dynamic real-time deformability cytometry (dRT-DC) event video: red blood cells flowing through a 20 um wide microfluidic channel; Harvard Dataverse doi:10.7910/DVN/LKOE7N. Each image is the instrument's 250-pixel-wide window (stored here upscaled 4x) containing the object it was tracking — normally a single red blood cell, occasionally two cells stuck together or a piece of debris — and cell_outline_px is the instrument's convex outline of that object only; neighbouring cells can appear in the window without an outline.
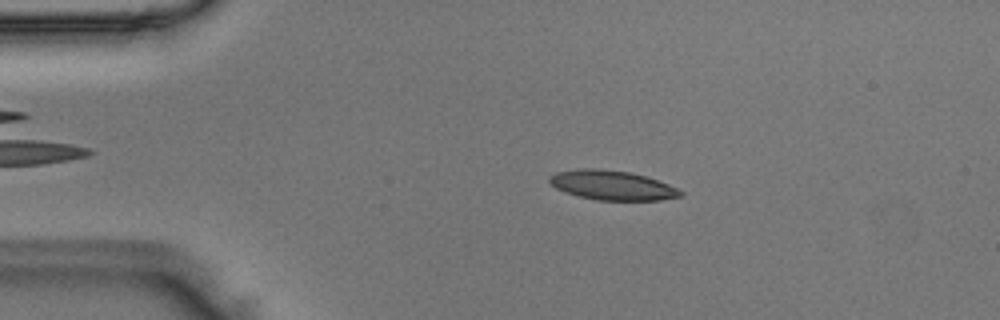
{"species": "Egyptian fruit bat (a non-hibernating species)", "species_latin": "Rousettus aegyptiacus", "temperature_condition": "room temperature", "stored_images_in_passage": 43, "camera_frame_rate_fps": 3000, "um_per_image_px": 0.085, "animal": {"sex": "male"}, "frame": {"image": 1, "passage_image": 9, "time_ms": 2.667, "image_size_px": [1000, 320], "cell_outline_px": [[684, 192], [680, 196], [660, 200], [600, 200], [580, 196], [564, 192], [556, 188], [548, 180], [548, 176], [556, 172], [580, 168], [596, 168], [632, 172], [668, 184]], "centroid_in_image_um": [52.0, 15.73], "position_along_channel_um": 33.0, "area_um2": 22.37}}
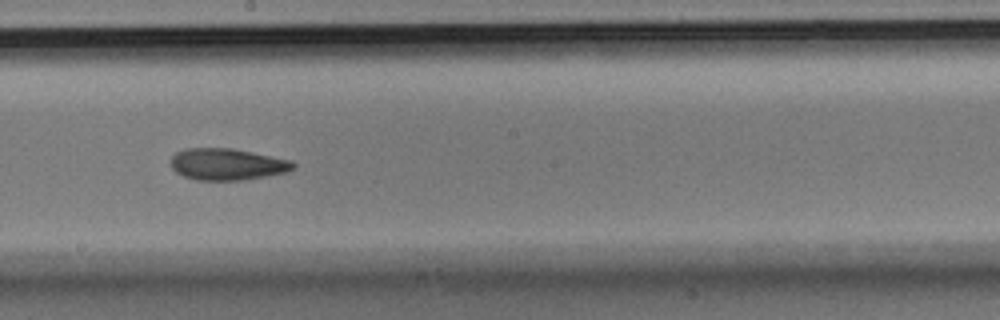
{"frame": {"image": 2, "passage_image": 27, "time_ms": 8.667, "image_size_px": [1000, 320], "cell_outline_px": [[296, 168], [288, 172], [268, 176], [240, 180], [196, 180], [184, 176], [176, 172], [172, 168], [172, 156], [176, 152], [184, 148], [232, 148], [292, 160], [296, 164]], "centroid_in_image_um": [19.35, 13.96], "position_along_channel_um": 228.9, "area_um2": 22.72}}
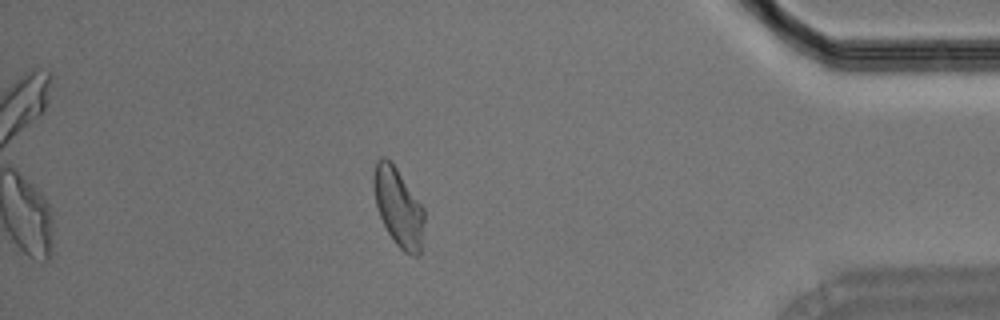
{"frame": {"image": 3, "passage_image": 43, "time_ms": 14.0, "image_size_px": [1000, 320], "cell_outline_px": [[424, 220], [420, 256], [412, 256], [404, 252], [396, 244], [388, 232], [380, 216], [376, 204], [372, 184], [372, 180], [376, 160], [380, 156], [384, 156], [396, 168], [424, 208]], "centroid_in_image_um": [33.85, 17.62], "position_along_channel_um": 401.3, "area_um2": 23.0}}